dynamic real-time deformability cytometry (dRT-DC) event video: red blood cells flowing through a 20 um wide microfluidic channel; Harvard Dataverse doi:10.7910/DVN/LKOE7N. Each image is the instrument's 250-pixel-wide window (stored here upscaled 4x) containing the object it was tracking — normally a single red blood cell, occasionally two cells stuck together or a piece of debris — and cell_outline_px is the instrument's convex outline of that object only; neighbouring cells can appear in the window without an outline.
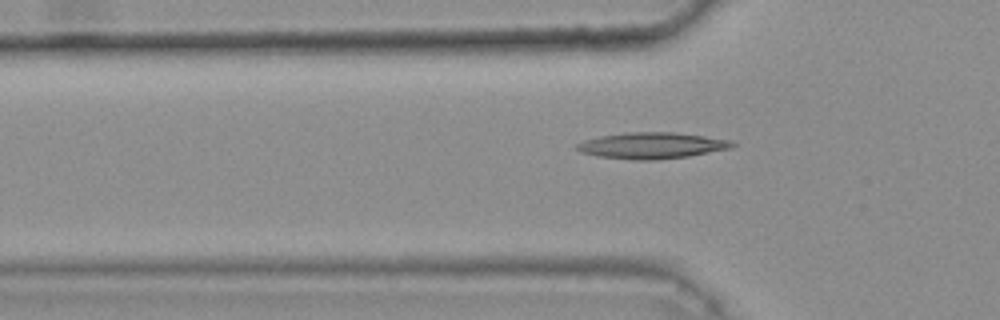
{"species": "common noctule bat (a hibernating species)", "species_latin": "Nyctalus noctula", "temperature_condition": "warm", "stored_images_in_passage": 37, "camera_frame_rate_fps": 3000, "um_per_image_px": 0.085, "animal": {"sex": "female", "body_mass_g": 25.1}, "frame": {"image": 1, "passage_image": 6, "time_ms": 1.667, "image_size_px": [1000, 320], "cell_outline_px": [[736, 144], [732, 148], [688, 156], [656, 160], [632, 160], [596, 156], [580, 152], [576, 148], [576, 144], [584, 140], [600, 136], [624, 132], [676, 132], [732, 140]], "centroid_in_image_um": [55.4, 12.37], "position_along_channel_um": 70.4, "area_um2": 23.93}}
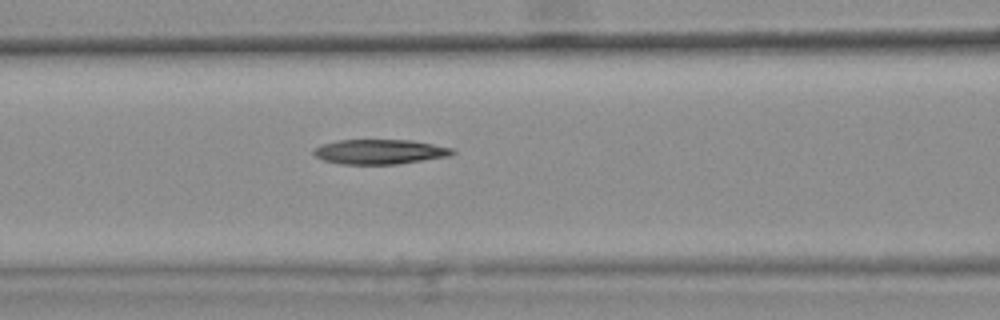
{"frame": {"image": 2, "passage_image": 11, "time_ms": 3.333, "image_size_px": [1000, 320], "cell_outline_px": [[456, 152], [448, 156], [396, 164], [340, 164], [324, 160], [316, 156], [312, 152], [312, 148], [320, 144], [340, 140], [412, 140], [452, 148]], "centroid_in_image_um": [32.22, 12.89], "position_along_channel_um": 134.4, "area_um2": 19.94}}